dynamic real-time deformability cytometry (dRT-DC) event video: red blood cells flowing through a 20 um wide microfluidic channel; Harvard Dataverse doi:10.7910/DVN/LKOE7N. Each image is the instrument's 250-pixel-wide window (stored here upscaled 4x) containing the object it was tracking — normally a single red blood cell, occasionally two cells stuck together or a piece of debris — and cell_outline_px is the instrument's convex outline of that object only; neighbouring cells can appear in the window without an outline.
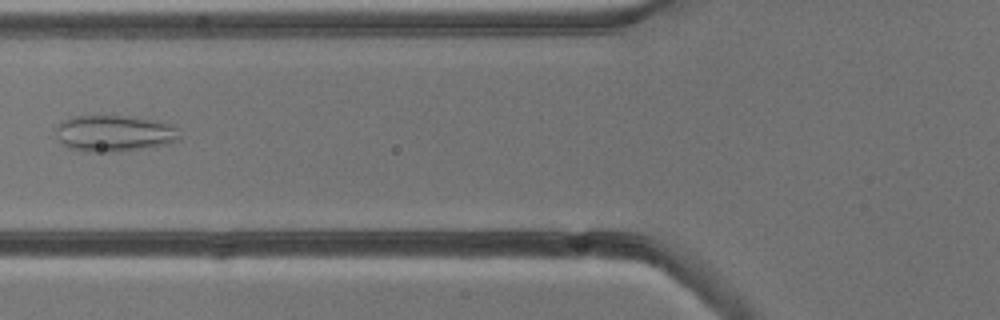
{"species": "common noctule bat (a hibernating species)", "species_latin": "Nyctalus noctula", "temperature_condition": "cold", "stored_images_in_passage": 6, "camera_frame_rate_fps": 3000, "um_per_image_px": 0.085, "animal": {"sex": "male", "body_mass_g": 13.3}, "frame": {"image": 1, "passage_image": 6, "time_ms": 5.667, "image_size_px": [1000, 320], "cell_outline_px": [[180, 140], [164, 144], [112, 152], [88, 152], [68, 148], [60, 140], [56, 132], [56, 124], [64, 120], [76, 116], [124, 116], [152, 120], [172, 124], [176, 128], [180, 136]], "centroid_in_image_um": [9.69, 11.33], "position_along_channel_um": 116.1, "area_um2": 25.84}}